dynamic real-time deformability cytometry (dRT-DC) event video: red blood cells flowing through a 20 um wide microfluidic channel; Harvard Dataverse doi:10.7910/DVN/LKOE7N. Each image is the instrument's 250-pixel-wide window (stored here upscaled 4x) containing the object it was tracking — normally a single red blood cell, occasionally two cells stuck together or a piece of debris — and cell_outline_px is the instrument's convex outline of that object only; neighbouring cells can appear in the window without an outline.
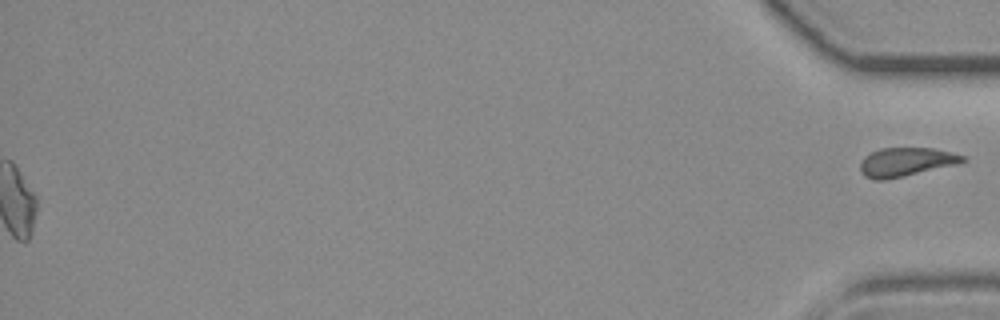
{"species": "common noctule bat (a hibernating species)", "species_latin": "Nyctalus noctula", "temperature_condition": "room temperature", "stored_images_in_passage": 40, "segment_of_instrument_passage": [2, 2], "camera_frame_rate_fps": 3000, "um_per_image_px": 0.085, "animal": {"sex": "female", "body_mass_g": 19.3, "forearm_length_mm": 54.1}, "frame": {"image": 1, "passage_image": 40, "time_ms": 13.0, "image_size_px": [1000, 320], "cell_outline_px": [[968, 160], [960, 164], [884, 180], [876, 180], [864, 176], [860, 168], [860, 164], [864, 156], [880, 148], [932, 148], [964, 156]], "centroid_in_image_um": [77.02, 13.77], "position_along_channel_um": 358.2, "area_um2": 17.11}}